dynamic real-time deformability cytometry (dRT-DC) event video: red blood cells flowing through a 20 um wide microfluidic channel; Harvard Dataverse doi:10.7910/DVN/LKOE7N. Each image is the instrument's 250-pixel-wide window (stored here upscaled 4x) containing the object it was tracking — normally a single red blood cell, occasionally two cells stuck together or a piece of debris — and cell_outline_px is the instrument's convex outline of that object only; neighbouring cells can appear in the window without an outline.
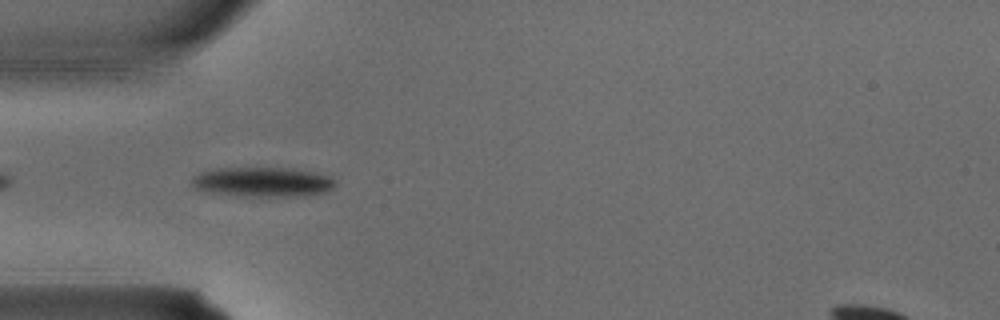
{"species": "common noctule bat (a hibernating species)", "species_latin": "Nyctalus noctula", "temperature_condition": "warm", "stored_images_in_passage": 4, "camera_frame_rate_fps": 3000, "um_per_image_px": 0.085, "animal": {"sex": "male", "body_mass_g": 15.6}, "frame": {"image": 1, "passage_image": 3, "time_ms": 0.667, "image_size_px": [1000, 320], "cell_outline_px": [[336, 184], [328, 192], [304, 196], [244, 196], [208, 192], [192, 188], [192, 176], [200, 172], [216, 168], [292, 168], [332, 176], [336, 180]], "centroid_in_image_um": [22.34, 15.47], "position_along_channel_um": 62.7, "area_um2": 25.09}}
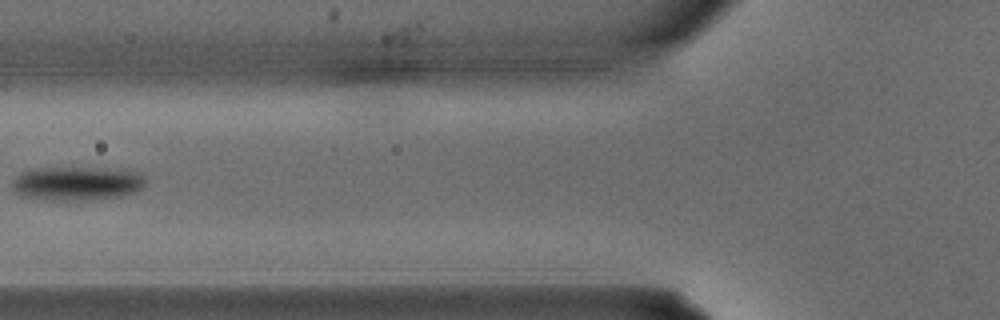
{"frame": {"image": 2, "passage_image": 4, "time_ms": 1.0, "image_size_px": [1000, 320], "cell_outline_px": [[148, 180], [136, 192], [120, 196], [92, 200], [44, 200], [20, 196], [12, 188], [12, 180], [20, 172], [28, 168], [132, 168], [140, 172]], "centroid_in_image_um": [6.57, 15.57], "position_along_channel_um": 119.2, "area_um2": 27.17}}